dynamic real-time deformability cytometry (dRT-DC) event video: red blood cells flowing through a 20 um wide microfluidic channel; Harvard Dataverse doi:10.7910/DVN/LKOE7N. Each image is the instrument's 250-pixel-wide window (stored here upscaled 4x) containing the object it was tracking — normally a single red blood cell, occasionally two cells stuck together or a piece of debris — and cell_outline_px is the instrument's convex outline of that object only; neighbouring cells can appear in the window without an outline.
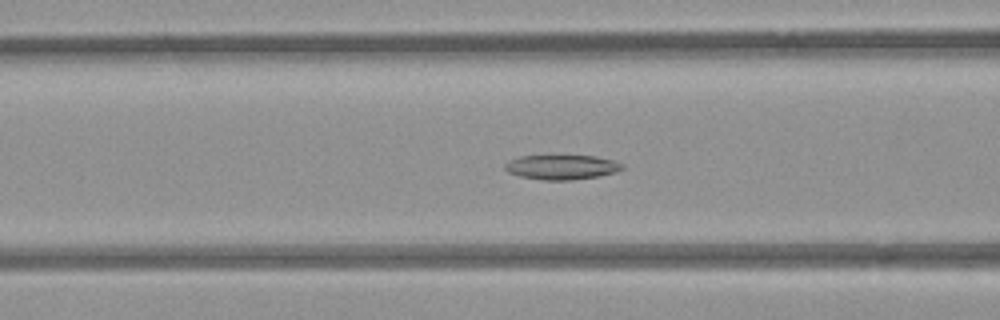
{"species": "common noctule bat (a hibernating species)", "species_latin": "Nyctalus noctula", "temperature_condition": "room temperature", "stored_images_in_passage": 53, "camera_frame_rate_fps": 3000, "um_per_image_px": 0.085, "animal": {"sex": "female", "body_mass_g": 21.9}, "frame": {"image": 1, "passage_image": 21, "time_ms": 6.667, "image_size_px": [1000, 320], "cell_outline_px": [[624, 168], [616, 172], [600, 176], [572, 180], [540, 180], [520, 176], [508, 172], [504, 168], [504, 164], [508, 160], [520, 156], [548, 152], [552, 152], [596, 156], [612, 160], [624, 164]], "centroid_in_image_um": [47.71, 14.14], "position_along_channel_um": 118.9, "area_um2": 18.09}}
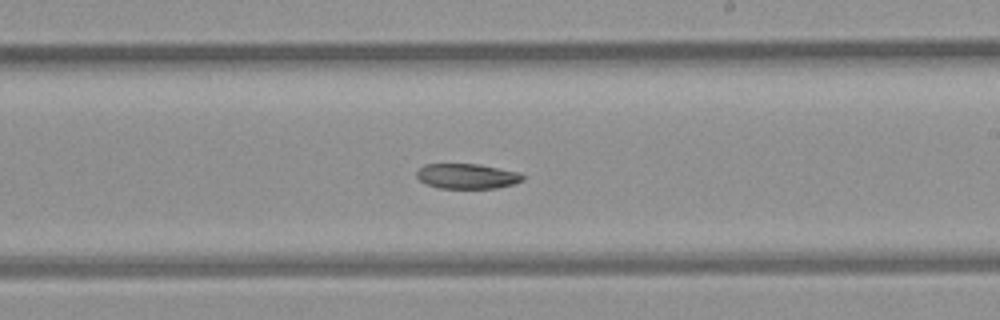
{"frame": {"image": 2, "passage_image": 31, "time_ms": 10.0, "image_size_px": [1000, 320], "cell_outline_px": [[524, 180], [512, 184], [496, 188], [440, 188], [428, 184], [420, 180], [416, 176], [416, 172], [424, 164], [476, 164], [520, 172], [524, 176]], "centroid_in_image_um": [39.71, 14.97], "position_along_channel_um": 249.3, "area_um2": 15.37}}
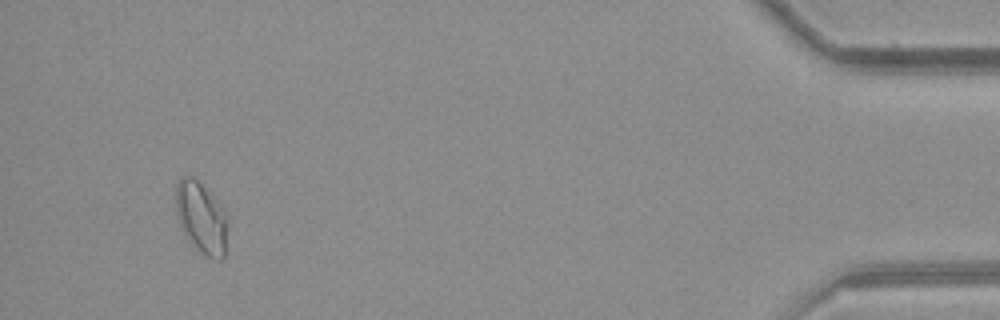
{"frame": {"image": 3, "passage_image": 50, "time_ms": 16.333, "image_size_px": [1000, 320], "cell_outline_px": [[228, 252], [220, 260], [204, 256], [188, 240], [180, 228], [176, 212], [176, 184], [180, 176], [192, 176], [212, 196], [228, 216]], "centroid_in_image_um": [17.14, 18.58], "position_along_channel_um": 418.1, "area_um2": 22.02}}